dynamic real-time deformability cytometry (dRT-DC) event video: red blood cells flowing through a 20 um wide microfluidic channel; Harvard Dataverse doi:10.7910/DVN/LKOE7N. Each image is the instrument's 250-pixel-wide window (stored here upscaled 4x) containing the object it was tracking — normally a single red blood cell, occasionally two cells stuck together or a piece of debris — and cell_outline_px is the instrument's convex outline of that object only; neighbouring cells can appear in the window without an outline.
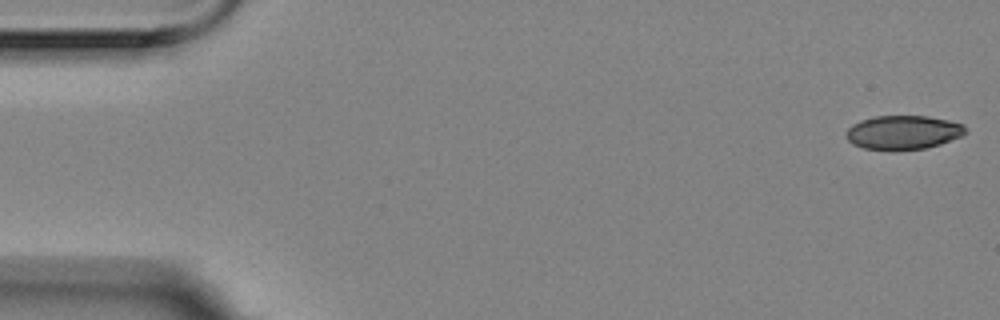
{"species": "Egyptian fruit bat (a non-hibernating species)", "species_latin": "Rousettus aegyptiacus", "temperature_condition": "room temperature", "stored_images_in_passage": 9, "camera_frame_rate_fps": 3000, "um_per_image_px": 0.085, "animal": {"sex": "female"}, "frame": {"image": 1, "passage_image": 1, "time_ms": 0.0, "image_size_px": [1000, 320], "cell_outline_px": [[968, 132], [960, 136], [940, 144], [924, 148], [896, 152], [864, 148], [852, 144], [844, 136], [844, 132], [852, 124], [860, 120], [876, 116], [928, 116], [948, 120], [964, 124]], "centroid_in_image_um": [76.73, 11.27], "position_along_channel_um": 8.3, "area_um2": 24.1}}